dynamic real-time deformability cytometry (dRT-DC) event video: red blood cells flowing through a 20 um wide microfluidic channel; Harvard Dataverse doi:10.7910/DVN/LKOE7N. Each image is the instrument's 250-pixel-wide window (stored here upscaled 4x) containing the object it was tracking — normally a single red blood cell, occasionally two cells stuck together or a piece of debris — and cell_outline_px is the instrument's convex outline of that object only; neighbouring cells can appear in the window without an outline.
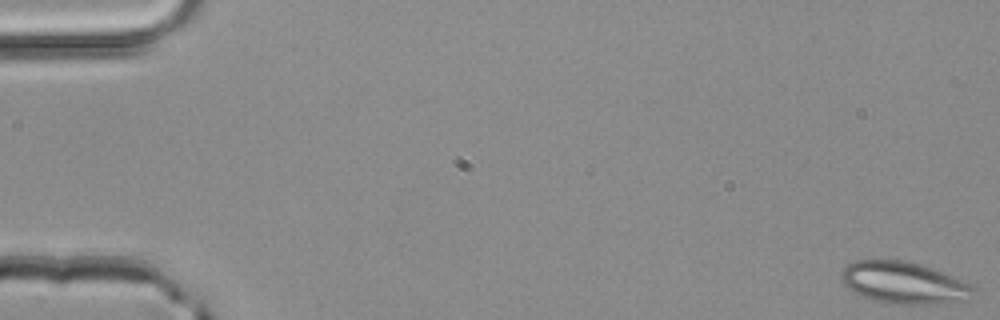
{"species": "common noctule bat (a hibernating species)", "species_latin": "Nyctalus noctula", "temperature_condition": "room temperature", "stored_images_in_passage": 4, "segment_of_instrument_passage": [2, 2], "camera_frame_rate_fps": 3000, "um_per_image_px": 0.085, "animal": {"sex": "male", "body_mass_g": 20.4}, "frame": {"image": 1, "passage_image": 4, "time_ms": 1.0, "image_size_px": [1000, 320], "cell_outline_px": [[976, 288], [968, 300], [928, 304], [900, 304], [872, 300], [860, 296], [852, 292], [840, 280], [840, 272], [848, 264], [856, 260], [900, 260], [920, 264], [932, 268], [972, 284]], "centroid_in_image_um": [76.79, 24.04], "position_along_channel_um": 8.2, "area_um2": 32.25}}